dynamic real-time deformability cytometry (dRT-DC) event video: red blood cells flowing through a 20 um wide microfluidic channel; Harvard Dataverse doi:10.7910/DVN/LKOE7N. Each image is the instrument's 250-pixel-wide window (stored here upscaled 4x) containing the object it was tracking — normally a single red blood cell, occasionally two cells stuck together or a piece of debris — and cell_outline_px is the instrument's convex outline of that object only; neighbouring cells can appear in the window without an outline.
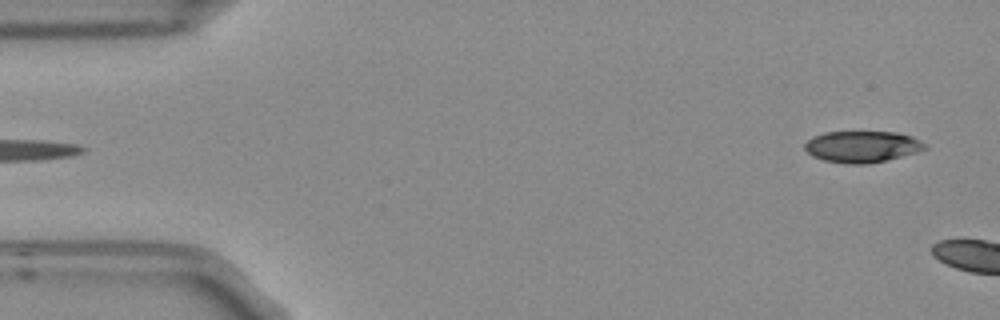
{"species": "Egyptian fruit bat (a non-hibernating species)", "species_latin": "Rousettus aegyptiacus", "temperature_condition": "room temperature", "stored_images_in_passage": 5, "segment_of_instrument_passage": [2, 2], "camera_frame_rate_fps": 3000, "um_per_image_px": 0.085, "frame": {"image": 1, "passage_image": 5, "time_ms": 1.333, "image_size_px": [1000, 320], "cell_outline_px": [[928, 148], [916, 152], [868, 164], [848, 164], [824, 160], [812, 156], [804, 148], [804, 144], [812, 136], [824, 132], [896, 132], [912, 136], [928, 144]], "centroid_in_image_um": [73.28, 12.46], "position_along_channel_um": 11.7, "area_um2": 22.02}}